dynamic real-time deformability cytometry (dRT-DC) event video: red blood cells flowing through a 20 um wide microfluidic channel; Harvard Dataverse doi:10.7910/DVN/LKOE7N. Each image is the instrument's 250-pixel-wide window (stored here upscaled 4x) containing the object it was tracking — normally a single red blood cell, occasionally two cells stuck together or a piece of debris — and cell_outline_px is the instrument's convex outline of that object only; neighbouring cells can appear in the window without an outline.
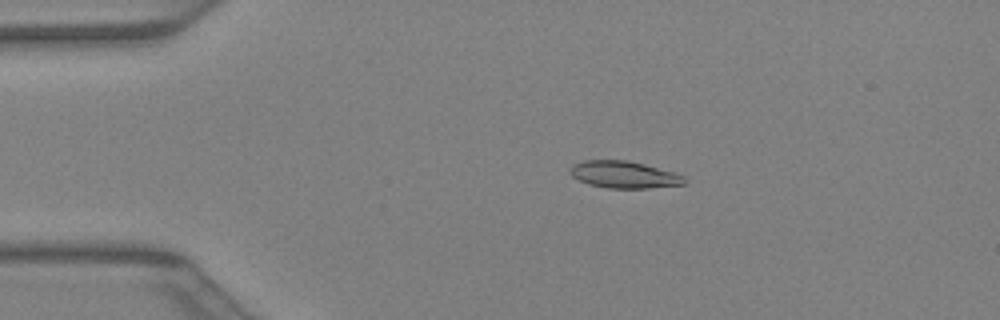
{"species": "Egyptian fruit bat (a non-hibernating species)", "species_latin": "Rousettus aegyptiacus", "temperature_condition": "warm", "stored_images_in_passage": 41, "camera_frame_rate_fps": 3000, "um_per_image_px": 0.085, "animal": {"sex": "female"}, "frame": {"image": 1, "passage_image": 8, "time_ms": 2.333, "image_size_px": [1000, 320], "cell_outline_px": [[688, 180], [684, 184], [648, 188], [608, 188], [588, 184], [572, 176], [572, 164], [584, 160], [628, 160], [644, 164], [672, 172], [684, 176]], "centroid_in_image_um": [53.06, 14.84], "position_along_channel_um": 31.9, "area_um2": 17.8}}
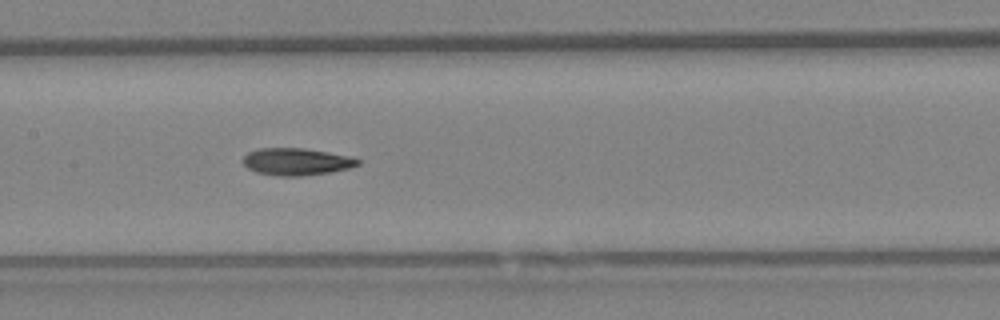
{"frame": {"image": 2, "passage_image": 20, "time_ms": 6.333, "image_size_px": [1000, 320], "cell_outline_px": [[360, 164], [348, 168], [332, 172], [300, 176], [280, 176], [256, 172], [248, 168], [244, 164], [244, 156], [248, 152], [260, 148], [300, 148], [328, 152], [348, 156], [360, 160]], "centroid_in_image_um": [25.2, 13.74], "position_along_channel_um": 182.2, "area_um2": 17.98}}
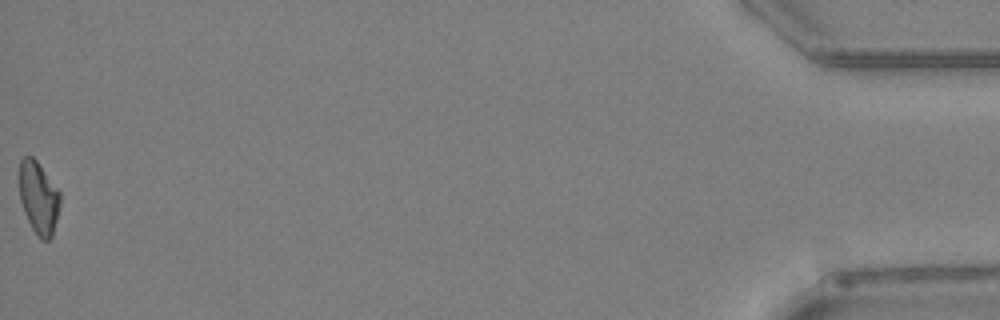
{"frame": {"image": 3, "passage_image": 41, "time_ms": 13.333, "image_size_px": [1000, 320], "cell_outline_px": [[60, 204], [52, 236], [48, 240], [40, 240], [36, 236], [24, 212], [20, 200], [20, 160], [24, 156], [32, 156], [36, 160], [60, 192]], "centroid_in_image_um": [3.28, 16.83], "position_along_channel_um": 431.9, "area_um2": 17.05}}